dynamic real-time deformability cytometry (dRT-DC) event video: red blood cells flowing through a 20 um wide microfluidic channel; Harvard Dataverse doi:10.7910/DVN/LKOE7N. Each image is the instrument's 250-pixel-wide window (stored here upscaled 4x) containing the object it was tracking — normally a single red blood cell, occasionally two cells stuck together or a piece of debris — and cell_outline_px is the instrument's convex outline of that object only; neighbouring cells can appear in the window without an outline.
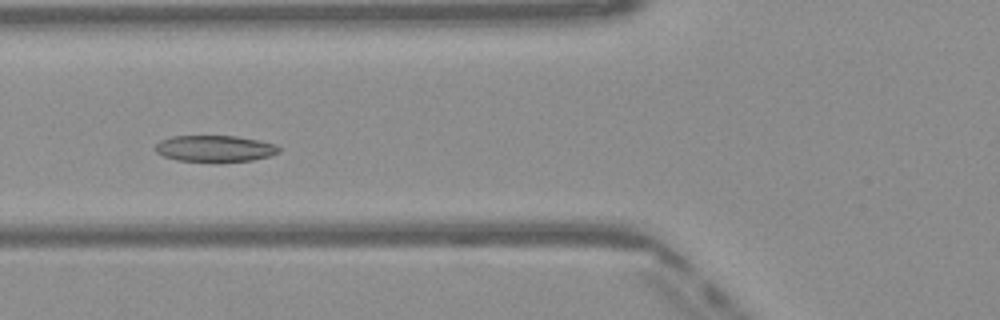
{"species": "Egyptian fruit bat (a non-hibernating species)", "species_latin": "Rousettus aegyptiacus", "temperature_condition": "warm", "stored_images_in_passage": 26, "camera_frame_rate_fps": 3000, "um_per_image_px": 0.085, "frame": {"image": 1, "passage_image": 6, "time_ms": 1.667, "image_size_px": [1000, 320], "cell_outline_px": [[280, 152], [268, 156], [252, 160], [176, 160], [164, 156], [156, 152], [152, 148], [160, 140], [172, 136], [236, 136], [260, 140], [276, 144], [280, 148]], "centroid_in_image_um": [18.24, 12.59], "position_along_channel_um": 107.6, "area_um2": 18.67}}
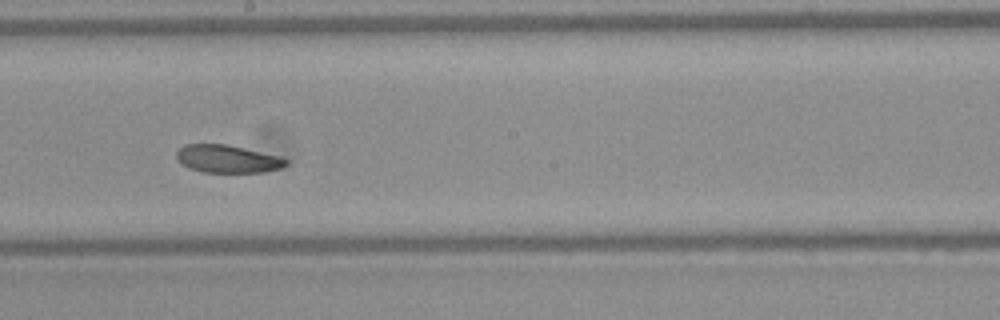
{"frame": {"image": 2, "passage_image": 15, "time_ms": 4.667, "image_size_px": [1000, 320], "cell_outline_px": [[288, 164], [280, 168], [264, 172], [204, 172], [188, 168], [176, 156], [176, 152], [184, 144], [228, 144], [280, 156], [288, 160]], "centroid_in_image_um": [19.37, 13.5], "position_along_channel_um": 228.8, "area_um2": 17.69}}
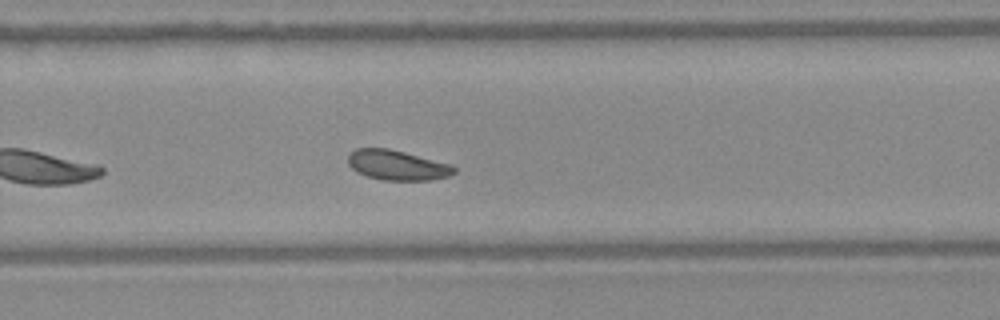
{"frame": {"image": 3, "passage_image": 20, "time_ms": 6.333, "image_size_px": [1000, 320], "cell_outline_px": [[456, 172], [448, 176], [432, 180], [384, 180], [368, 176], [356, 172], [348, 164], [348, 156], [356, 148], [388, 148], [452, 164], [456, 168]], "centroid_in_image_um": [33.78, 14.04], "position_along_channel_um": 296.0, "area_um2": 18.5}, "authors_computed_cell_mechanics": {"area_um2": 19.1029, "velocity_mm_per_s": 4.035, "shape_relaxation_time_tau1_ms": 4.8424, "shape_relaxation_time_tau2_ms": 3.9912, "deformation_change_tau1": 0.1112, "deformation_change_tau2": 0.0858}}